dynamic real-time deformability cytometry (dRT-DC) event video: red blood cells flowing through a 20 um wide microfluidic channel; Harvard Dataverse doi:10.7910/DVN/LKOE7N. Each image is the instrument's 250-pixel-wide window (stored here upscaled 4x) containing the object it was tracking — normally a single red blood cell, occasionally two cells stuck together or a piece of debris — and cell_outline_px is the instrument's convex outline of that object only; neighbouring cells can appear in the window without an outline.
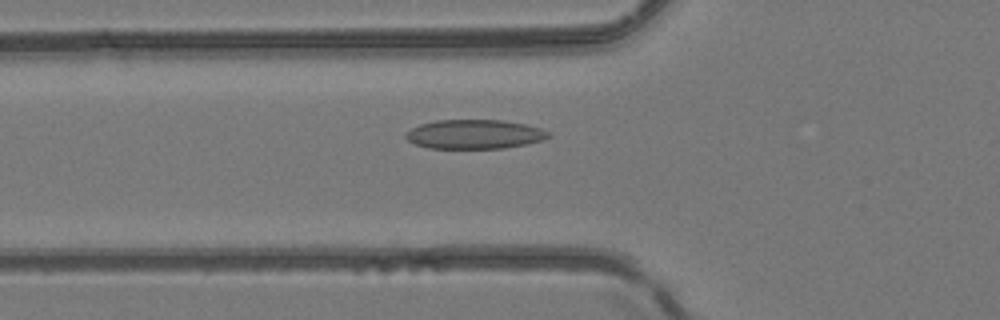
{"species": "common noctule bat (a hibernating species)", "species_latin": "Nyctalus noctula", "temperature_condition": "room temperature", "stored_images_in_passage": 46, "camera_frame_rate_fps": 3000, "um_per_image_px": 0.085, "animal": {"sex": "female", "body_mass_g": 24.6, "forearm_length_mm": 56.2}, "frame": {"image": 1, "passage_image": 14, "time_ms": 4.333, "image_size_px": [1000, 320], "cell_outline_px": [[552, 136], [544, 140], [528, 144], [504, 148], [428, 148], [416, 144], [408, 140], [404, 136], [404, 132], [420, 124], [436, 120], [504, 120], [524, 124], [540, 128], [552, 132]], "centroid_in_image_um": [40.37, 11.41], "position_along_channel_um": 85.4, "area_um2": 24.51}}
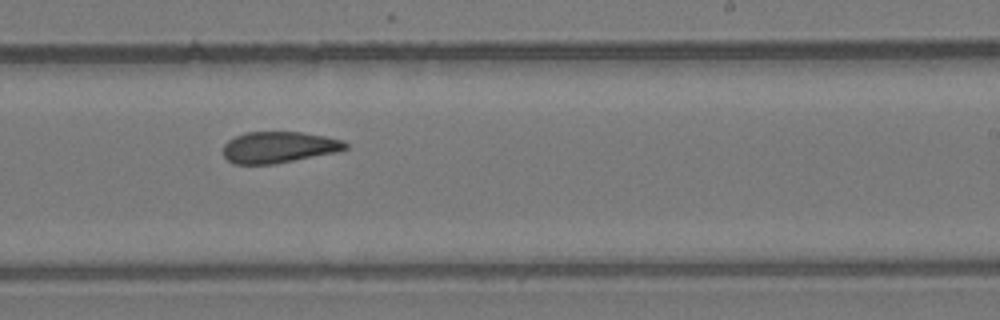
{"frame": {"image": 2, "passage_image": 27, "time_ms": 8.667, "image_size_px": [1000, 320], "cell_outline_px": [[348, 148], [340, 152], [272, 164], [232, 164], [224, 156], [224, 144], [228, 140], [244, 132], [300, 132], [324, 136], [344, 140], [348, 144]], "centroid_in_image_um": [23.72, 12.52], "position_along_channel_um": 265.3, "area_um2": 22.43}}
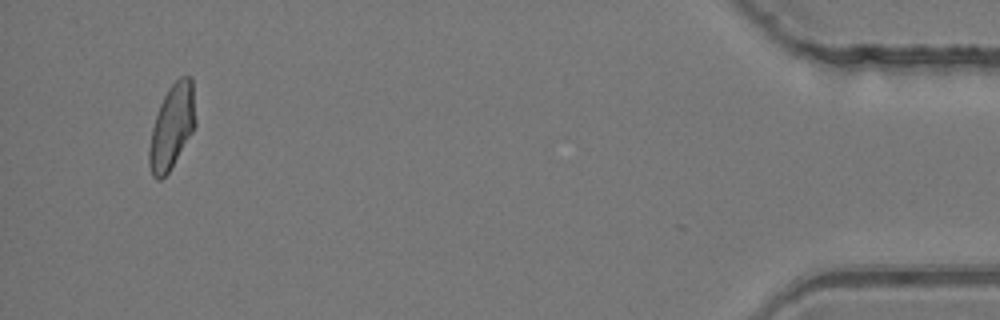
{"frame": {"image": 3, "passage_image": 44, "time_ms": 14.333, "image_size_px": [1000, 320], "cell_outline_px": [[196, 124], [192, 132], [168, 172], [160, 180], [156, 180], [152, 176], [148, 164], [148, 148], [152, 128], [160, 104], [168, 88], [180, 76], [192, 76], [196, 120]], "centroid_in_image_um": [14.61, 10.76], "position_along_channel_um": 420.6, "area_um2": 22.72}, "authors_computed_cell_mechanics": {"area_um2": 23.2067, "velocity_mm_per_s": 4.1348, "shape_relaxation_time_tau1_ms": null, "shape_relaxation_time_tau2_ms": 3.6618, "deformation_change_tau1": null, "deformation_change_tau2": 0.1095}}